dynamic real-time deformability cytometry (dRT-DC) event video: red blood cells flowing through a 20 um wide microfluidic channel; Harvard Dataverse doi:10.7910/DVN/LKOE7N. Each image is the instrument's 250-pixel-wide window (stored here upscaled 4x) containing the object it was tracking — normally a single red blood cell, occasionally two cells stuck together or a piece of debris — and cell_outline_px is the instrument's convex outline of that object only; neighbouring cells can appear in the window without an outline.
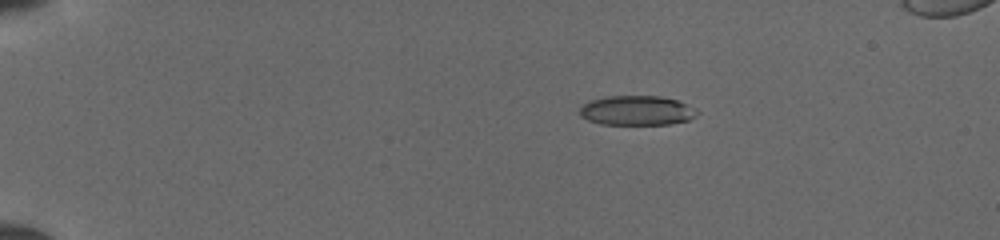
{"species": "common noctule bat (a hibernating species)", "species_latin": "Nyctalus noctula", "temperature_condition": "cold", "stored_images_in_passage": 41, "camera_frame_rate_fps": 3000, "um_per_image_px": 0.085, "animal": {"sex": "female", "body_mass_g": 19.5, "forearm_length_mm": 54.1}, "frame": {"image": 1, "passage_image": 1, "time_ms": 0.0, "image_size_px": [1000, 240], "cell_outline_px": [[700, 112], [696, 116], [688, 120], [668, 124], [600, 124], [588, 120], [580, 116], [580, 108], [584, 104], [592, 100], [608, 96], [660, 96], [676, 100], [688, 104]], "centroid_in_image_um": [54.15, 9.39], "position_along_channel_um": 30.9, "area_um2": 20.17}}
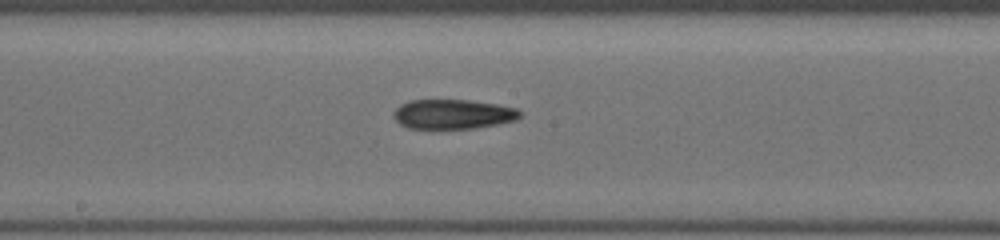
{"frame": {"image": 2, "passage_image": 20, "time_ms": 6.333, "image_size_px": [1000, 240], "cell_outline_px": [[524, 112], [516, 120], [476, 128], [408, 128], [400, 124], [392, 116], [392, 112], [400, 104], [408, 100], [468, 100], [496, 104], [516, 108]], "centroid_in_image_um": [38.49, 9.69], "position_along_channel_um": 209.7, "area_um2": 21.85}}
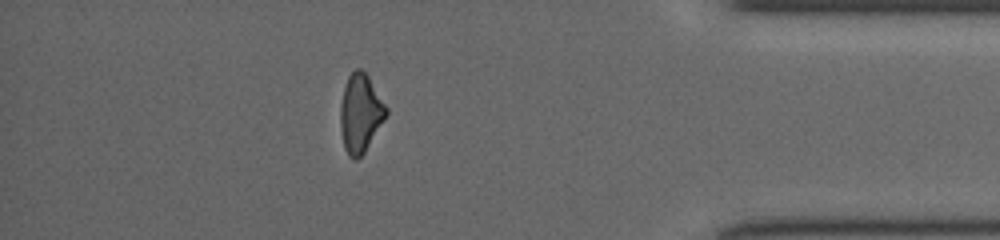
{"frame": {"image": 3, "passage_image": 36, "time_ms": 11.667, "image_size_px": [1000, 240], "cell_outline_px": [[388, 112], [384, 120], [364, 152], [356, 160], [348, 156], [344, 148], [340, 128], [340, 108], [344, 88], [348, 76], [356, 68], [360, 68], [368, 76], [388, 108]], "centroid_in_image_um": [30.63, 9.63], "position_along_channel_um": 404.6, "area_um2": 20.75}}